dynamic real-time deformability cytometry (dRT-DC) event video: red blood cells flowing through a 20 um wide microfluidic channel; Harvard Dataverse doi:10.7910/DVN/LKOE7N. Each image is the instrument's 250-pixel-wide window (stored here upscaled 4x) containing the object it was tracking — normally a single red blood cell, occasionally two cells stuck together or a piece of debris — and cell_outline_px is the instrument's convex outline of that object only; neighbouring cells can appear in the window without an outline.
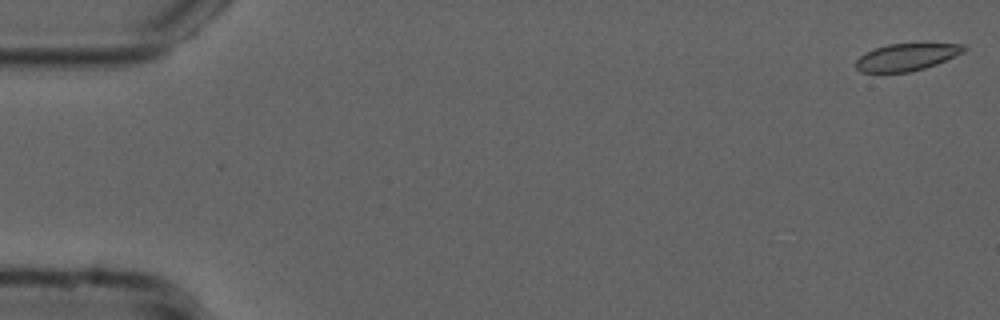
{"species": "common noctule bat (a hibernating species)", "species_latin": "Nyctalus noctula", "temperature_condition": "cold", "stored_images_in_passage": 54, "camera_frame_rate_fps": 3000, "um_per_image_px": 0.085, "animal": {"sex": "male", "forearm_length_mm": 52.5}, "frame": {"image": 1, "passage_image": 1, "time_ms": 0.0, "image_size_px": [1000, 320], "cell_outline_px": [[968, 48], [964, 52], [936, 64], [924, 68], [908, 72], [860, 72], [856, 68], [856, 60], [860, 56], [876, 48], [888, 44], [964, 44]], "centroid_in_image_um": [77.07, 4.85], "position_along_channel_um": 7.9, "area_um2": 16.82}}
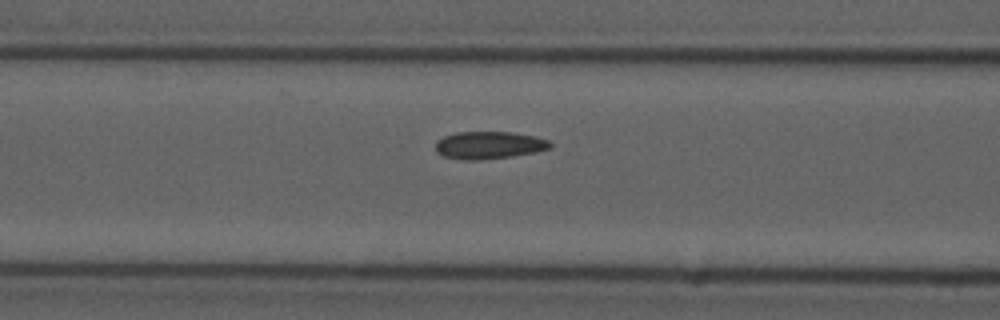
{"frame": {"image": 2, "passage_image": 22, "time_ms": 7.0, "image_size_px": [1000, 320], "cell_outline_px": [[552, 148], [536, 152], [512, 156], [476, 160], [464, 160], [444, 156], [436, 152], [436, 140], [444, 136], [456, 132], [512, 132], [536, 136], [548, 140], [552, 144]], "centroid_in_image_um": [41.58, 12.33], "position_along_channel_um": 125.0, "area_um2": 18.44}}
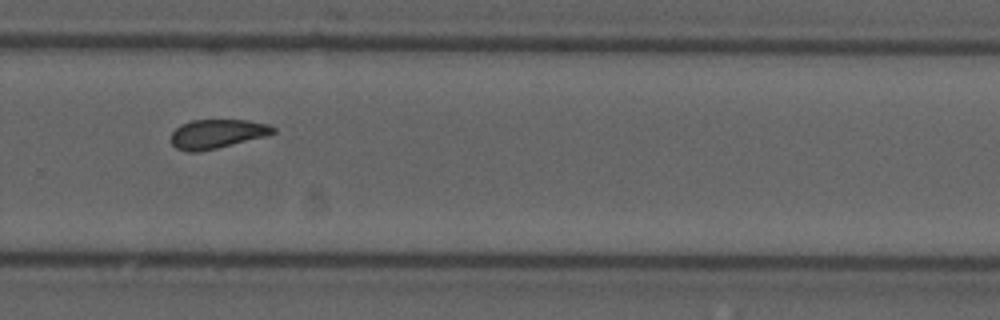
{"frame": {"image": 3, "passage_image": 37, "time_ms": 12.0, "image_size_px": [1000, 320], "cell_outline_px": [[276, 132], [268, 136], [216, 148], [196, 152], [188, 152], [176, 148], [172, 144], [172, 132], [180, 124], [192, 120], [248, 120], [268, 124], [276, 128]], "centroid_in_image_um": [18.48, 11.37], "position_along_channel_um": 311.3, "area_um2": 17.34}, "authors_computed_cell_mechanics": {"area_um2": 17.9469, "velocity_mm_per_s": 3.7409, "shape_relaxation_time_tau1_ms": 8.5115, "shape_relaxation_time_tau2_ms": 2.2157, "deformation_change_tau1": 0.1448, "deformation_change_tau2": 0.0681}}